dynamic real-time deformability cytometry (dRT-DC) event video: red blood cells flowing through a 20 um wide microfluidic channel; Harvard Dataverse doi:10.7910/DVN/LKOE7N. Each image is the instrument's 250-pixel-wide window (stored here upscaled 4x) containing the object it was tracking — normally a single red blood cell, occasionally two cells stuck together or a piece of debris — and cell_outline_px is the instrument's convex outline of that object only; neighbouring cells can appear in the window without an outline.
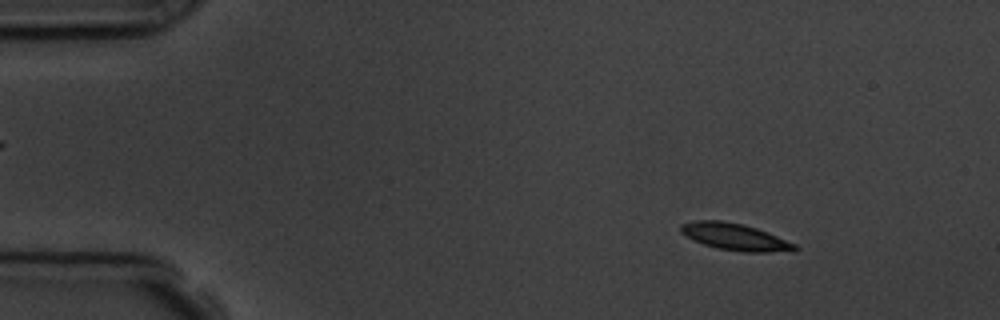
{"species": "common noctule bat (a hibernating species)", "species_latin": "Nyctalus noctula", "temperature_condition": "room temperature", "stored_images_in_passage": 6, "camera_frame_rate_fps": 3000, "um_per_image_px": 0.085, "animal": {"sex": "male", "body_mass_g": 19.5, "forearm_length_mm": 54.6}, "frame": {"image": 1, "passage_image": 2, "time_ms": 1.0, "image_size_px": [1000, 320], "cell_outline_px": [[800, 248], [796, 252], [744, 252], [716, 248], [704, 244], [680, 232], [680, 224], [696, 220], [720, 220], [744, 224], [768, 232], [796, 244]], "centroid_in_image_um": [62.55, 20.14], "position_along_channel_um": 22.4, "area_um2": 17.98}}
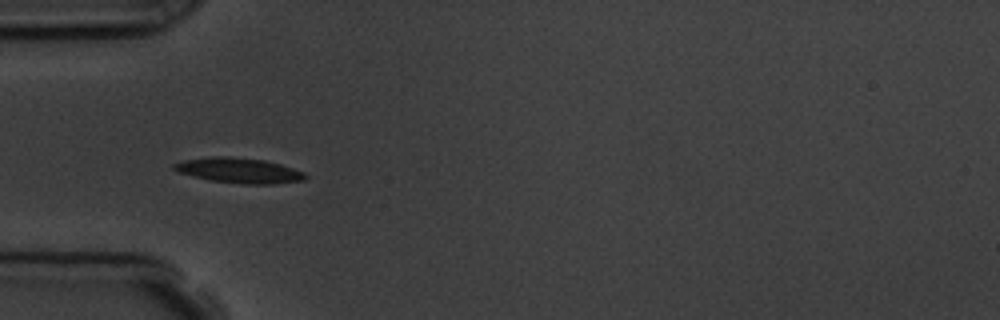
{"frame": {"image": 2, "passage_image": 4, "time_ms": 4.333, "image_size_px": [1000, 320], "cell_outline_px": [[308, 176], [304, 180], [272, 184], [244, 184], [208, 180], [176, 172], [172, 168], [172, 164], [184, 160], [212, 156], [228, 156], [264, 160], [280, 164], [304, 172]], "centroid_in_image_um": [20.28, 14.49], "position_along_channel_um": 64.7, "area_um2": 19.36}}